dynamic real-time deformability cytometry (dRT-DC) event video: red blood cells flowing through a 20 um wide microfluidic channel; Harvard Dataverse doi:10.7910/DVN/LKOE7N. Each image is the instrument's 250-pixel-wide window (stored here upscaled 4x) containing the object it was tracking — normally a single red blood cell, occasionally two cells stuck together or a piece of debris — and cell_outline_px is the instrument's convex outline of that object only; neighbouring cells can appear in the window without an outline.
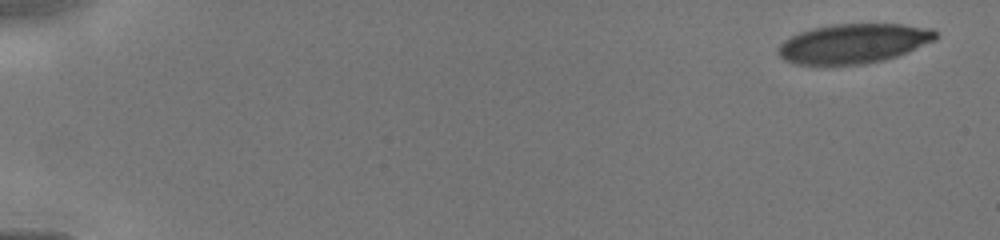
{"species": "human", "species_latin": "Homo sapiens", "temperature_condition": "cold", "stored_images_in_passage": 11, "camera_frame_rate_fps": 3000, "um_per_image_px": 0.085, "donor": {"sex": "male"}, "frame": {"image": 1, "passage_image": 1, "time_ms": 0.0, "image_size_px": [1000, 240], "cell_outline_px": [[936, 40], [900, 56], [884, 60], [864, 64], [796, 64], [784, 60], [776, 52], [776, 48], [784, 40], [800, 32], [832, 24], [900, 24], [932, 28], [936, 32]], "centroid_in_image_um": [72.58, 3.7], "position_along_channel_um": 12.4, "area_um2": 36.36}}
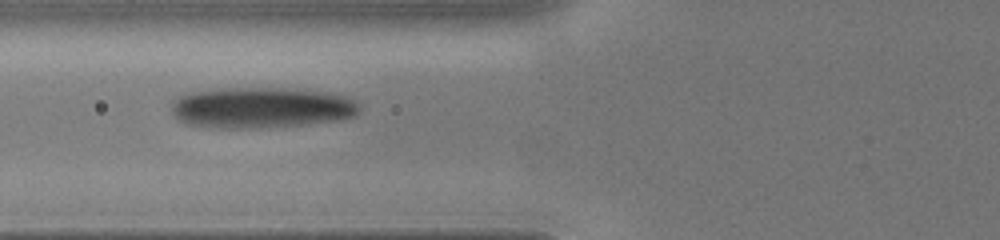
{"frame": {"image": 2, "passage_image": 10, "time_ms": 5.667, "image_size_px": [1000, 240], "cell_outline_px": [[360, 112], [356, 116], [340, 120], [304, 124], [260, 128], [212, 128], [184, 124], [176, 120], [172, 112], [172, 100], [188, 92], [220, 88], [284, 88], [324, 92], [344, 96], [360, 104]], "centroid_in_image_um": [22.16, 9.16], "position_along_channel_um": 103.6, "area_um2": 45.26}}
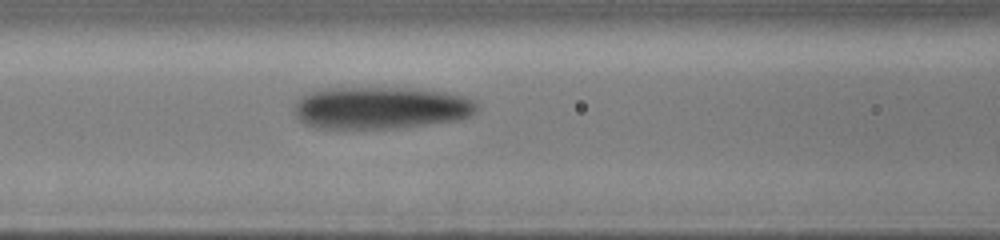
{"frame": {"image": 3, "passage_image": 11, "time_ms": 6.333, "image_size_px": [1000, 240], "cell_outline_px": [[480, 108], [472, 116], [460, 120], [396, 128], [316, 128], [304, 124], [292, 112], [292, 108], [296, 100], [308, 92], [324, 88], [412, 88], [448, 92], [464, 96], [476, 100]], "centroid_in_image_um": [32.38, 9.16], "position_along_channel_um": 134.2, "area_um2": 45.72}}